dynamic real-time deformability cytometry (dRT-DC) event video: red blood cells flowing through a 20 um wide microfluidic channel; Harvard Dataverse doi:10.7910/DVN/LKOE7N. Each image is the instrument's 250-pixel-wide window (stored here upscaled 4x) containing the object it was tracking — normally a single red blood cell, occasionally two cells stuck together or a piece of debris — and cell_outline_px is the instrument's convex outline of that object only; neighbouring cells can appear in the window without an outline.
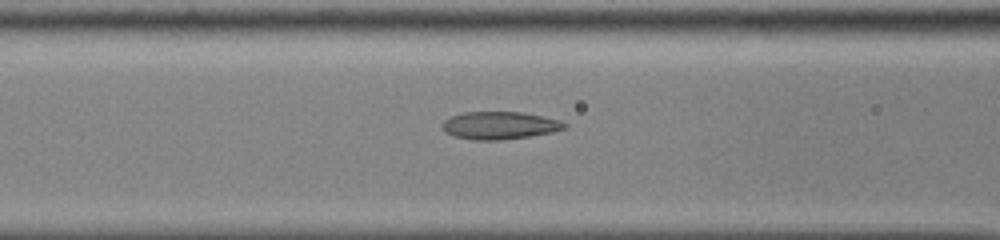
{"species": "common noctule bat (a hibernating species)", "species_latin": "Nyctalus noctula", "temperature_condition": "cold", "stored_images_in_passage": 47, "camera_frame_rate_fps": 3000, "um_per_image_px": 0.085, "animal": {"sex": "male", "body_mass_g": 13.0, "forearm_length_mm": 53.1}, "frame": {"image": 1, "passage_image": 23, "time_ms": 7.333, "image_size_px": [1000, 240], "cell_outline_px": [[568, 128], [552, 132], [528, 136], [500, 140], [472, 140], [456, 136], [444, 132], [444, 120], [452, 116], [464, 112], [524, 112], [560, 120], [568, 124]], "centroid_in_image_um": [42.52, 10.66], "position_along_channel_um": 124.1, "area_um2": 19.59}}
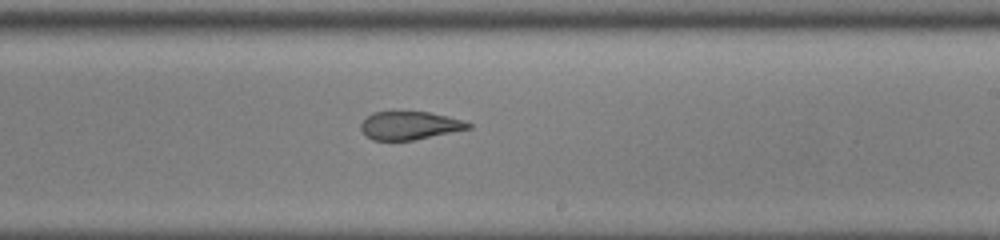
{"frame": {"image": 2, "passage_image": 33, "time_ms": 10.667, "image_size_px": [1000, 240], "cell_outline_px": [[472, 128], [412, 140], [372, 140], [360, 128], [360, 124], [372, 112], [428, 112], [448, 116], [472, 124]], "centroid_in_image_um": [34.82, 10.67], "position_along_channel_um": 254.2, "area_um2": 17.34}}
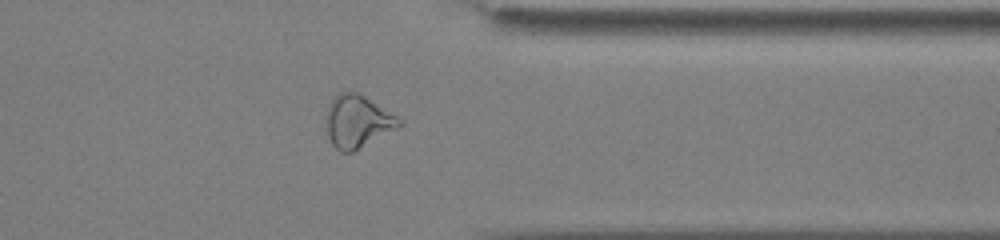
{"frame": {"image": 3, "passage_image": 43, "time_ms": 14.0, "image_size_px": [1000, 240], "cell_outline_px": [[404, 124], [352, 152], [340, 152], [332, 144], [328, 136], [324, 116], [328, 104], [336, 92], [360, 92], [396, 116]], "centroid_in_image_um": [30.33, 10.29], "position_along_channel_um": 381.1, "area_um2": 22.48}}